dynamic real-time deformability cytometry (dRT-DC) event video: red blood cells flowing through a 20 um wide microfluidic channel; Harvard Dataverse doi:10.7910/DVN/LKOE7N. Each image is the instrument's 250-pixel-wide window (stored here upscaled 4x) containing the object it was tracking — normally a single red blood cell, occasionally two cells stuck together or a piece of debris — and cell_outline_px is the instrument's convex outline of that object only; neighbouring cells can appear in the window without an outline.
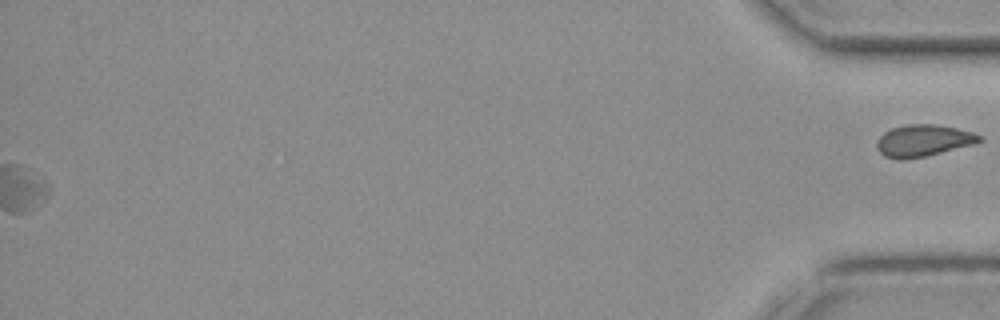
{"species": "common noctule bat (a hibernating species)", "species_latin": "Nyctalus noctula", "temperature_condition": "cold", "stored_images_in_passage": 48, "segment_of_instrument_passage": [2, 2], "camera_frame_rate_fps": 3000, "um_per_image_px": 0.085, "animal": {"sex": "female", "body_mass_g": 19.3, "forearm_length_mm": 54.1}, "frame": {"image": 1, "passage_image": 48, "time_ms": 15.667, "image_size_px": [1000, 320], "cell_outline_px": [[984, 140], [972, 144], [924, 156], [900, 160], [884, 156], [880, 152], [876, 144], [876, 140], [884, 132], [892, 128], [908, 124], [936, 124], [956, 128], [972, 132], [980, 136]], "centroid_in_image_um": [78.44, 11.94], "position_along_channel_um": 356.8, "area_um2": 18.73}}